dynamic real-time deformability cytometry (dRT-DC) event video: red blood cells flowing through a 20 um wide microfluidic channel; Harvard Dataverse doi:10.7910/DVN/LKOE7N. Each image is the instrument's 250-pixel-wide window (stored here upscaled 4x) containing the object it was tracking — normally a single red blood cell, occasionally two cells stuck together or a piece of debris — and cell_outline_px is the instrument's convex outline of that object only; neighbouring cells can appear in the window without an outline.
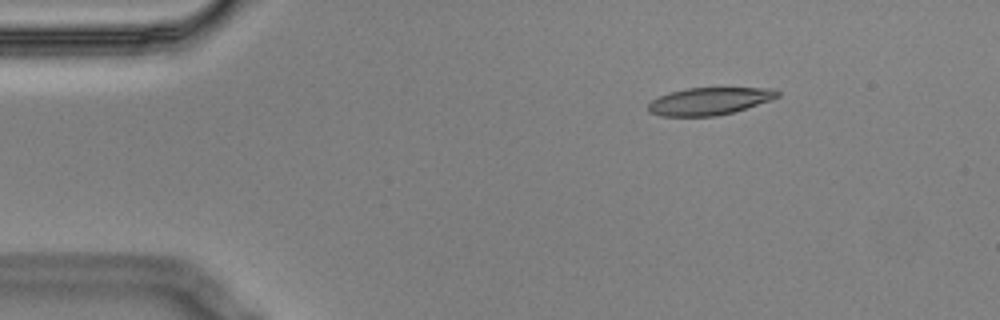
{"species": "Egyptian fruit bat (a non-hibernating species)", "species_latin": "Rousettus aegyptiacus", "temperature_condition": "cold", "stored_images_in_passage": 4, "camera_frame_rate_fps": 3000, "um_per_image_px": 0.085, "animal": {"sex": "male"}, "frame": {"image": 1, "passage_image": 2, "time_ms": 0.333, "image_size_px": [1000, 320], "cell_outline_px": [[780, 96], [732, 112], [716, 116], [660, 116], [648, 112], [648, 104], [652, 100], [668, 92], [688, 88], [776, 88], [780, 92]], "centroid_in_image_um": [60.26, 8.59], "position_along_channel_um": 24.7, "area_um2": 20.46}}